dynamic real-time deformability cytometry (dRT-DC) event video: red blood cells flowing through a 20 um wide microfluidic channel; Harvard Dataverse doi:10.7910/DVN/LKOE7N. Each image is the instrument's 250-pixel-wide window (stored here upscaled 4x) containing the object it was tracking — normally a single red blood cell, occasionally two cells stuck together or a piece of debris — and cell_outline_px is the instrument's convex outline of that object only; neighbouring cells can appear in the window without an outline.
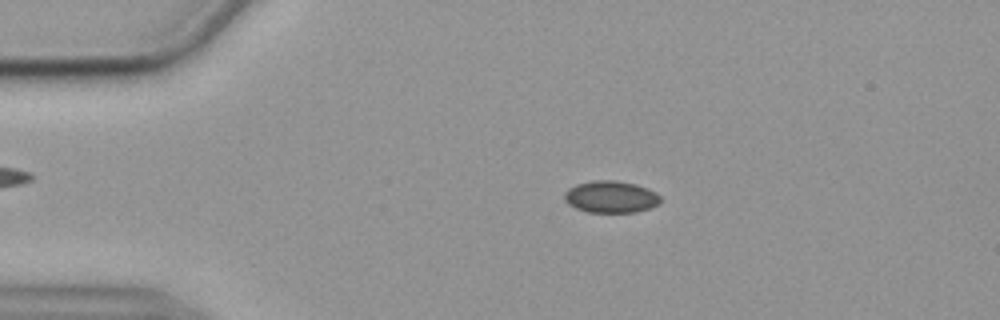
{"species": "common noctule bat (a hibernating species)", "species_latin": "Nyctalus noctula", "temperature_condition": "cold", "stored_images_in_passage": 56, "camera_frame_rate_fps": 3000, "um_per_image_px": 0.085, "animal": {"sex": "female", "body_mass_g": 19.9}, "frame": {"image": 1, "passage_image": 11, "time_ms": 3.333, "image_size_px": [1000, 320], "cell_outline_px": [[660, 204], [652, 208], [636, 212], [588, 212], [576, 208], [568, 204], [564, 200], [564, 192], [568, 188], [576, 184], [592, 180], [616, 180], [636, 184], [648, 188], [656, 192], [660, 196]], "centroid_in_image_um": [51.93, 16.72], "position_along_channel_um": 33.1, "area_um2": 18.15}}
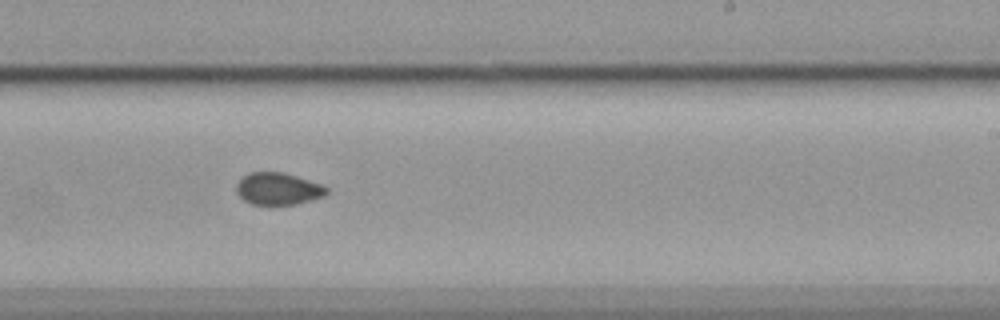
{"frame": {"image": 2, "passage_image": 34, "time_ms": 11.0, "image_size_px": [1000, 320], "cell_outline_px": [[328, 192], [324, 196], [296, 204], [252, 204], [244, 200], [236, 192], [236, 184], [248, 172], [284, 172], [324, 184], [328, 188]], "centroid_in_image_um": [23.66, 16.03], "position_along_channel_um": 265.3, "area_um2": 16.94}}
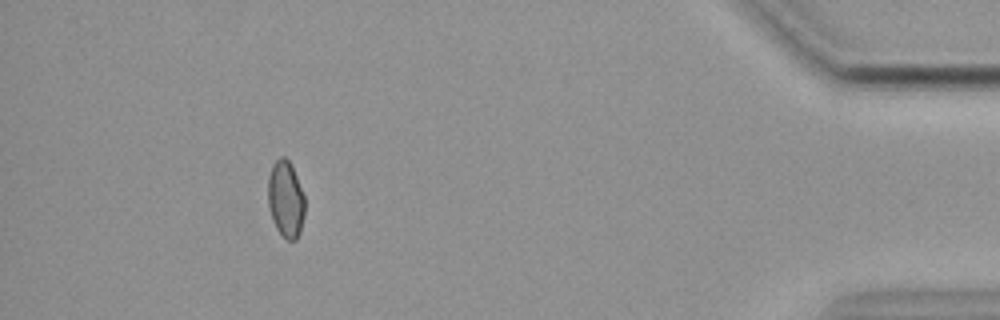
{"frame": {"image": 3, "passage_image": 51, "time_ms": 16.667, "image_size_px": [1000, 320], "cell_outline_px": [[304, 216], [300, 232], [296, 240], [288, 240], [276, 228], [272, 220], [268, 204], [268, 176], [272, 164], [280, 156], [284, 156], [292, 164], [304, 196]], "centroid_in_image_um": [24.28, 16.9], "position_along_channel_um": 410.9, "area_um2": 16.53}, "authors_computed_cell_mechanics": {"area_um2": 17.3978, "velocity_mm_per_s": 3.5794, "shape_relaxation_time_tau1_ms": null, "shape_relaxation_time_tau2_ms": 2.9939, "deformation_change_tau1": null, "deformation_change_tau2": 0.0602}}